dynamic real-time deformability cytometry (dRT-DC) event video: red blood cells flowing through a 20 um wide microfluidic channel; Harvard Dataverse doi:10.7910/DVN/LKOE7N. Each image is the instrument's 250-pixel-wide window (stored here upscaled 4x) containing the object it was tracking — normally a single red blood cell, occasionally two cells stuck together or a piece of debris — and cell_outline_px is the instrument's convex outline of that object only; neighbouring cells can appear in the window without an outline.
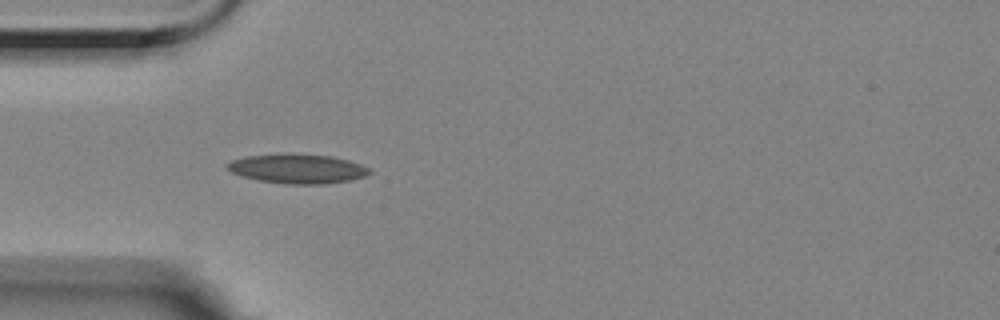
{"species": "Egyptian fruit bat (a non-hibernating species)", "species_latin": "Rousettus aegyptiacus", "temperature_condition": "room temperature", "stored_images_in_passage": 6, "camera_frame_rate_fps": 3000, "um_per_image_px": 0.085, "animal": {"sex": "female"}, "frame": {"image": 1, "passage_image": 5, "time_ms": 1.333, "image_size_px": [1000, 320], "cell_outline_px": [[372, 172], [368, 176], [352, 180], [324, 184], [284, 184], [256, 180], [240, 176], [232, 172], [224, 164], [232, 160], [248, 156], [332, 156], [348, 160], [360, 164], [368, 168]], "centroid_in_image_um": [25.32, 14.4], "position_along_channel_um": 59.7, "area_um2": 23.64}}
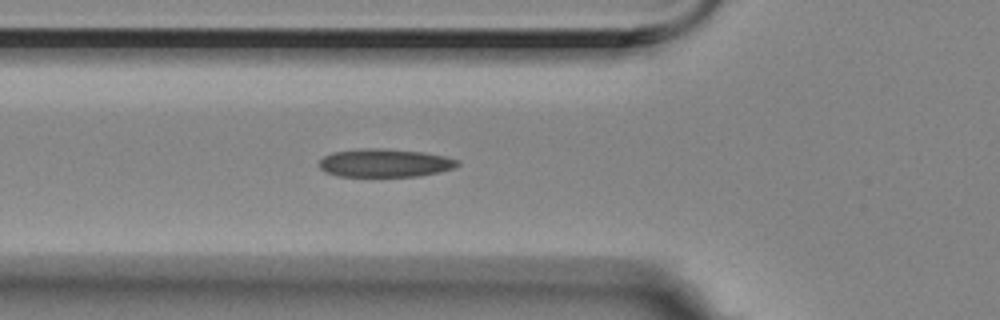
{"frame": {"image": 2, "passage_image": 6, "time_ms": 1.667, "image_size_px": [1000, 320], "cell_outline_px": [[460, 164], [452, 168], [440, 172], [420, 176], [340, 176], [324, 172], [320, 168], [320, 160], [324, 156], [332, 152], [376, 148], [420, 152], [444, 156], [456, 160]], "centroid_in_image_um": [32.69, 13.87], "position_along_channel_um": 93.1, "area_um2": 22.31}}